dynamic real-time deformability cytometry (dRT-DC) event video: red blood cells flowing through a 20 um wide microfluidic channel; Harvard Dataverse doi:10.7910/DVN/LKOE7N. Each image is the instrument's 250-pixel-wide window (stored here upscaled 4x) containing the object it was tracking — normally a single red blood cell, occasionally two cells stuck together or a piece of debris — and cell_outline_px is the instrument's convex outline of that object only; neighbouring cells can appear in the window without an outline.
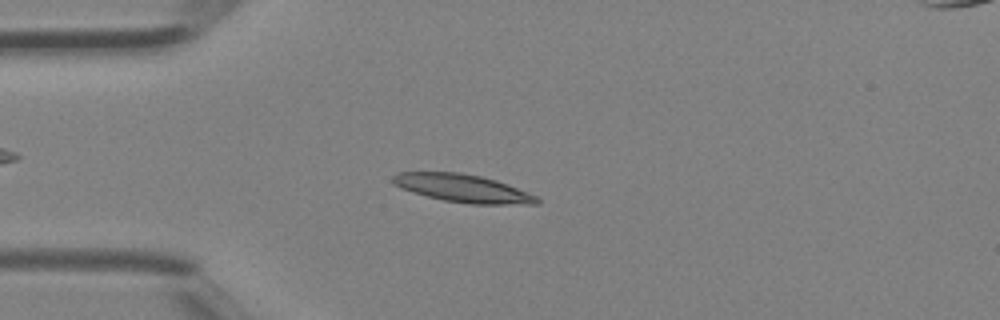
{"species": "Egyptian fruit bat (a non-hibernating species)", "species_latin": "Rousettus aegyptiacus", "temperature_condition": "room temperature", "stored_images_in_passage": 35, "camera_frame_rate_fps": 3000, "um_per_image_px": 0.085, "animal": {"sex": "female"}, "frame": {"image": 1, "passage_image": 10, "time_ms": 3.0, "image_size_px": [1000, 320], "cell_outline_px": [[540, 204], [472, 204], [444, 200], [412, 192], [400, 188], [392, 184], [392, 176], [396, 172], [460, 172], [480, 176], [496, 180], [508, 184], [528, 192], [536, 196], [540, 200]], "centroid_in_image_um": [39.32, 16.0], "position_along_channel_um": 45.7, "area_um2": 23.47}}
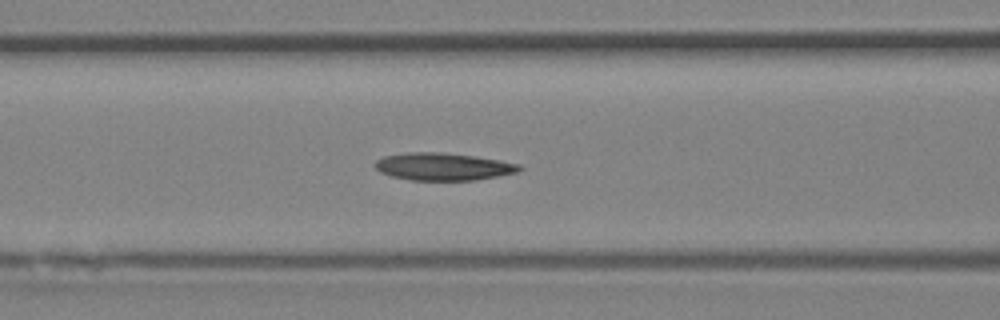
{"frame": {"image": 2, "passage_image": 16, "time_ms": 5.0, "image_size_px": [1000, 320], "cell_outline_px": [[524, 168], [516, 172], [476, 180], [408, 180], [392, 176], [380, 172], [376, 168], [376, 160], [384, 156], [408, 152], [440, 152], [476, 156], [500, 160], [520, 164]], "centroid_in_image_um": [37.68, 14.16], "position_along_channel_um": 128.9, "area_um2": 23.06}}
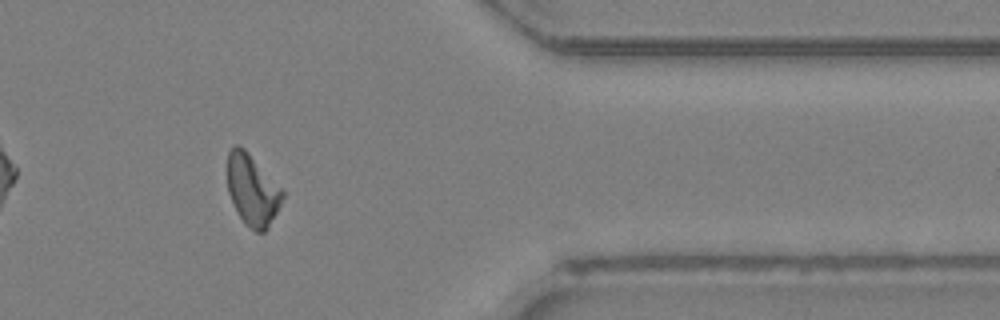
{"frame": {"image": 3, "passage_image": 33, "time_ms": 10.667, "image_size_px": [1000, 320], "cell_outline_px": [[284, 196], [268, 228], [264, 232], [256, 232], [244, 224], [228, 192], [228, 152], [236, 144], [240, 144], [284, 188]], "centroid_in_image_um": [21.48, 16.13], "position_along_channel_um": 389.9, "area_um2": 22.89}}